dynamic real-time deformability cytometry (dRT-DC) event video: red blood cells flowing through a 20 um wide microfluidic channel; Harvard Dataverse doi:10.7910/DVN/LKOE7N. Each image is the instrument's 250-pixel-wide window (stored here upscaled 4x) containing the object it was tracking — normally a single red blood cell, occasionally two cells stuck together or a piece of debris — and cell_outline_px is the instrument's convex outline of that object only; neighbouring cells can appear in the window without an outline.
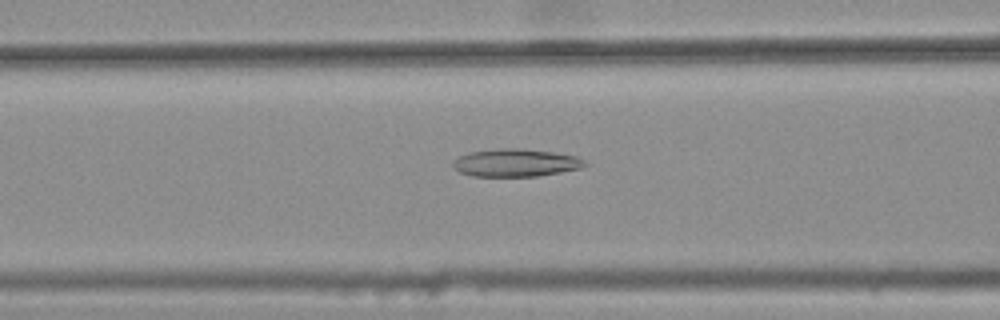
{"species": "common noctule bat (a hibernating species)", "species_latin": "Nyctalus noctula", "temperature_condition": "warm", "stored_images_in_passage": 33, "camera_frame_rate_fps": 3000, "um_per_image_px": 0.085, "animal": {"sex": "female", "body_mass_g": 25.1}, "frame": {"image": 1, "passage_image": 21, "time_ms": 6.667, "image_size_px": [1000, 320], "cell_outline_px": [[588, 164], [580, 168], [560, 172], [536, 176], [472, 176], [460, 172], [452, 164], [460, 156], [468, 152], [500, 148], [520, 148], [552, 152], [576, 156], [584, 160]], "centroid_in_image_um": [43.84, 13.83], "position_along_channel_um": 122.8, "area_um2": 21.1}}
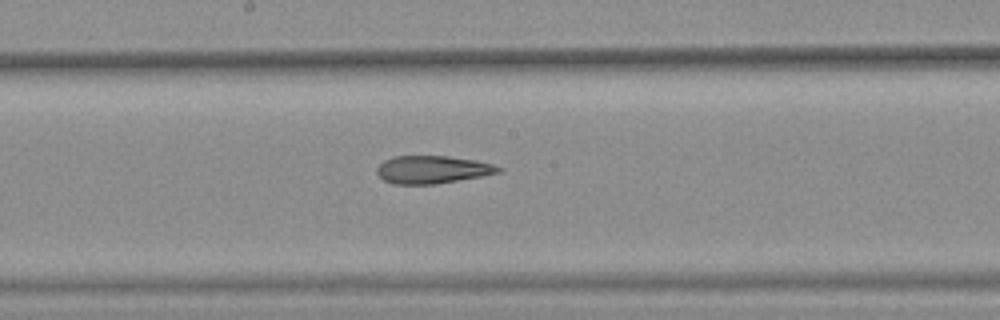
{"frame": {"image": 2, "passage_image": 28, "time_ms": 9.0, "image_size_px": [1000, 320], "cell_outline_px": [[504, 168], [500, 172], [480, 176], [432, 184], [392, 184], [384, 180], [376, 172], [376, 168], [384, 160], [396, 156], [448, 156], [472, 160], [492, 164]], "centroid_in_image_um": [36.71, 14.41], "position_along_channel_um": 211.5, "area_um2": 19.36}}
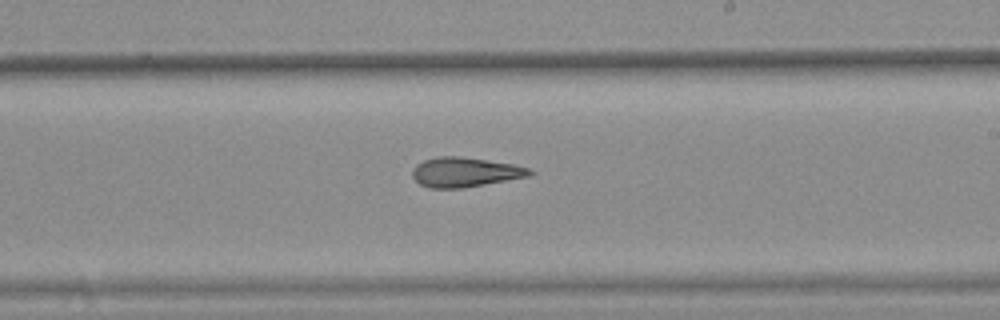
{"frame": {"image": 3, "passage_image": 31, "time_ms": 10.0, "image_size_px": [1000, 320], "cell_outline_px": [[536, 172], [528, 176], [484, 184], [460, 188], [428, 188], [420, 184], [412, 176], [412, 172], [416, 164], [424, 160], [436, 156], [460, 156], [512, 164], [528, 168]], "centroid_in_image_um": [39.49, 14.63], "position_along_channel_um": 249.5, "area_um2": 20.06}}